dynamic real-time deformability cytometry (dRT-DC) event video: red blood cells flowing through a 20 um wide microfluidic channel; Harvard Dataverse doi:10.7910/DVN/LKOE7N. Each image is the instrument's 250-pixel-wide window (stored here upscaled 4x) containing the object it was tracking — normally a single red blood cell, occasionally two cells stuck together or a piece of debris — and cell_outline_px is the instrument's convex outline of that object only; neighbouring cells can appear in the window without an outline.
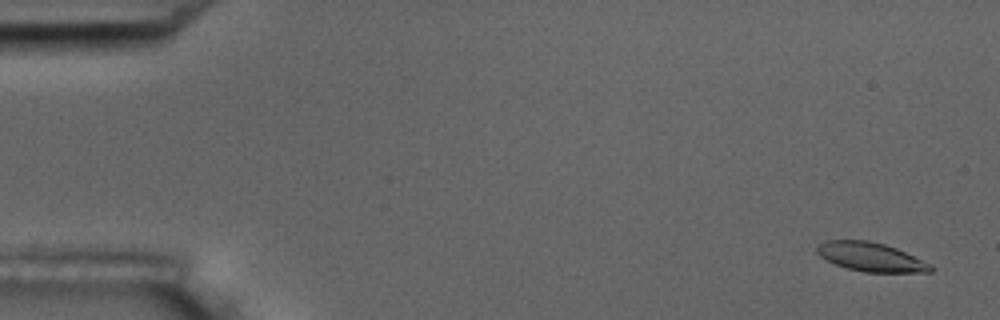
{"species": "common noctule bat (a hibernating species)", "species_latin": "Nyctalus noctula", "temperature_condition": "room temperature", "stored_images_in_passage": 4, "camera_frame_rate_fps": 3000, "um_per_image_px": 0.085, "animal": {"sex": "male", "body_mass_g": 17.5, "forearm_length_mm": 52.3}, "frame": {"image": 1, "passage_image": 1, "time_ms": 0.0, "image_size_px": [1000, 320], "cell_outline_px": [[936, 268], [932, 272], [864, 272], [848, 268], [836, 264], [820, 256], [816, 252], [816, 244], [824, 240], [868, 240], [884, 244], [896, 248], [932, 264]], "centroid_in_image_um": [74.03, 21.83], "position_along_channel_um": 11.0, "area_um2": 19.25}}
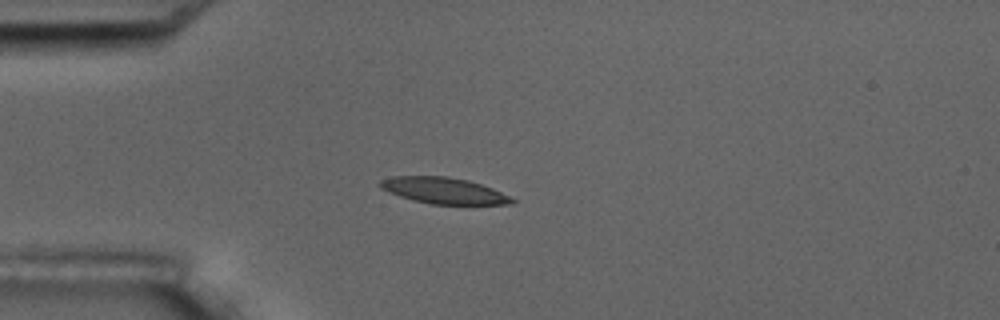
{"frame": {"image": 2, "passage_image": 4, "time_ms": 4.333, "image_size_px": [1000, 320], "cell_outline_px": [[516, 200], [512, 204], [432, 204], [412, 200], [388, 192], [380, 188], [376, 184], [380, 180], [392, 176], [448, 176], [468, 180], [492, 188]], "centroid_in_image_um": [37.65, 16.19], "position_along_channel_um": 47.3, "area_um2": 20.11}}